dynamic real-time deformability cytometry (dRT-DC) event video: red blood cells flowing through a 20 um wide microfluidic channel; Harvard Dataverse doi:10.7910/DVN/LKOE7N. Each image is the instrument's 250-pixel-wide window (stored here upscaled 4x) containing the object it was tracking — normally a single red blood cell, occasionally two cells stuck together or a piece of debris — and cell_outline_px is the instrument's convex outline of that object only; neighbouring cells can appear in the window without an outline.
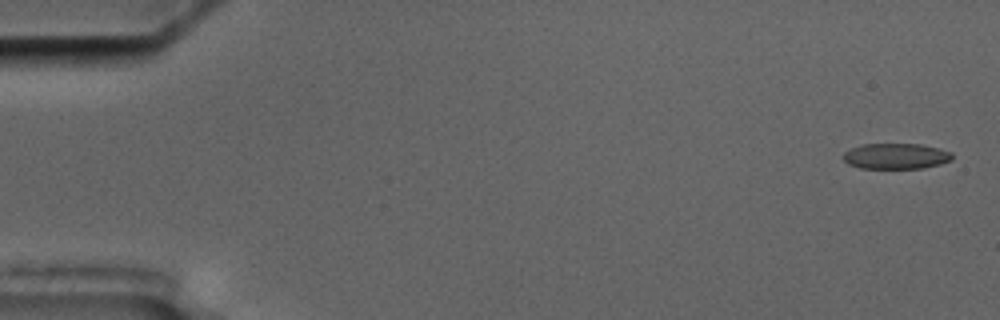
{"species": "common noctule bat (a hibernating species)", "species_latin": "Nyctalus noctula", "temperature_condition": "cold", "stored_images_in_passage": 5, "camera_frame_rate_fps": 3000, "um_per_image_px": 0.085, "animal": {"sex": "male", "body_mass_g": 17.5, "forearm_length_mm": 52.3}, "frame": {"image": 1, "passage_image": 1, "time_ms": 0.0, "image_size_px": [1000, 320], "cell_outline_px": [[952, 160], [940, 164], [924, 168], [860, 168], [848, 164], [844, 160], [844, 152], [860, 144], [920, 144], [952, 152]], "centroid_in_image_um": [76.15, 13.27], "position_along_channel_um": 8.8, "area_um2": 16.24}}
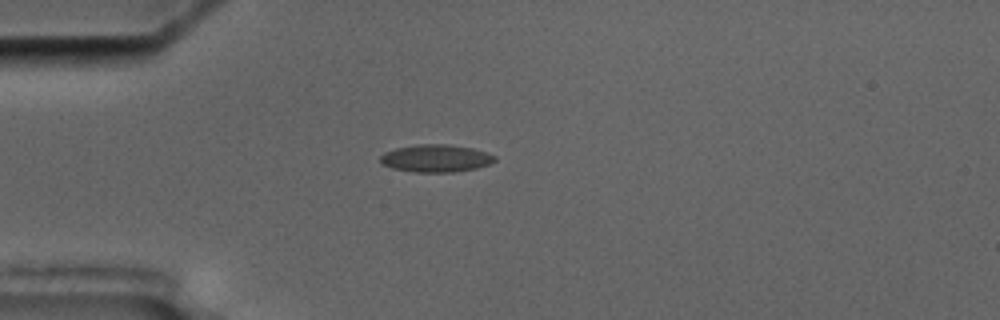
{"frame": {"image": 2, "passage_image": 5, "time_ms": 4.667, "image_size_px": [1000, 320], "cell_outline_px": [[496, 160], [488, 164], [476, 168], [452, 172], [416, 172], [392, 168], [380, 164], [380, 156], [384, 152], [396, 148], [416, 144], [448, 144], [472, 148], [488, 152], [496, 156]], "centroid_in_image_um": [37.03, 13.45], "position_along_channel_um": 48.0, "area_um2": 18.44}}